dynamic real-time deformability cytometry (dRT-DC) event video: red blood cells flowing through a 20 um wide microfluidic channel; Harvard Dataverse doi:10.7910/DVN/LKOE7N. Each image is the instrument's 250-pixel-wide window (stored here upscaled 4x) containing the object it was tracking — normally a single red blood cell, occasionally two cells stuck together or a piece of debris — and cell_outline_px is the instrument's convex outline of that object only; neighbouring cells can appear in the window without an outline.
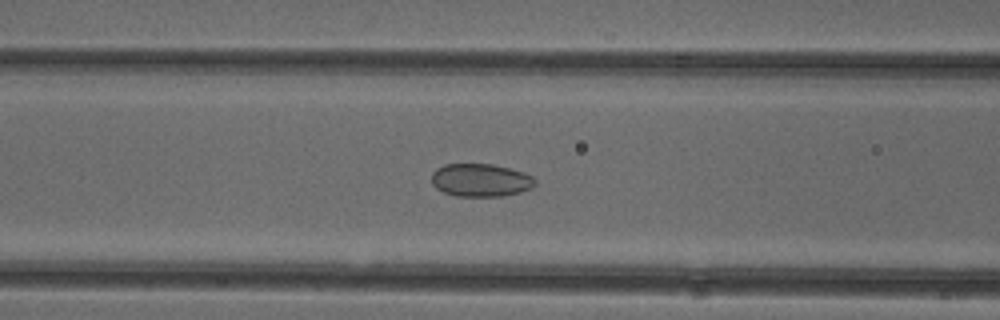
{"species": "common noctule bat (a hibernating species)", "species_latin": "Nyctalus noctula", "temperature_condition": "cold", "stored_images_in_passage": 48, "camera_frame_rate_fps": 3000, "um_per_image_px": 0.085, "animal": {"sex": "female"}, "frame": {"image": 1, "passage_image": 17, "time_ms": 5.333, "image_size_px": [1000, 320], "cell_outline_px": [[536, 184], [532, 188], [520, 192], [500, 196], [456, 196], [444, 192], [436, 188], [432, 184], [432, 172], [436, 168], [444, 164], [492, 164], [524, 172], [532, 176], [536, 180]], "centroid_in_image_um": [40.85, 15.31], "position_along_channel_um": 125.8, "area_um2": 19.94}}
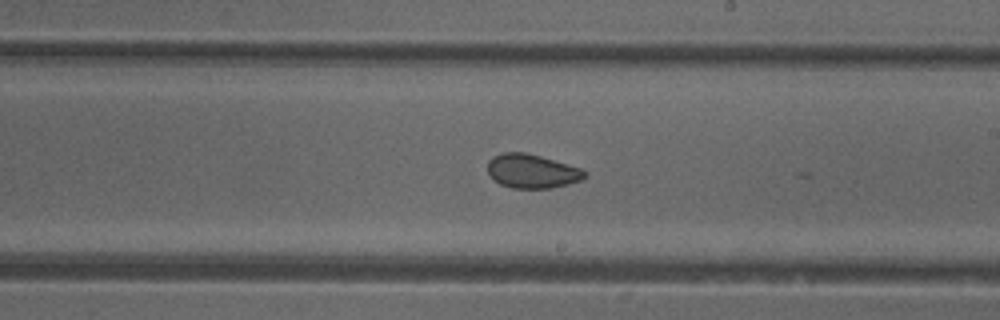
{"frame": {"image": 2, "passage_image": 26, "time_ms": 8.333, "image_size_px": [1000, 320], "cell_outline_px": [[588, 176], [580, 180], [568, 184], [552, 188], [512, 188], [500, 184], [488, 172], [488, 160], [492, 156], [504, 152], [524, 152], [540, 156], [580, 168], [588, 172]], "centroid_in_image_um": [45.23, 14.55], "position_along_channel_um": 243.8, "area_um2": 19.13}}
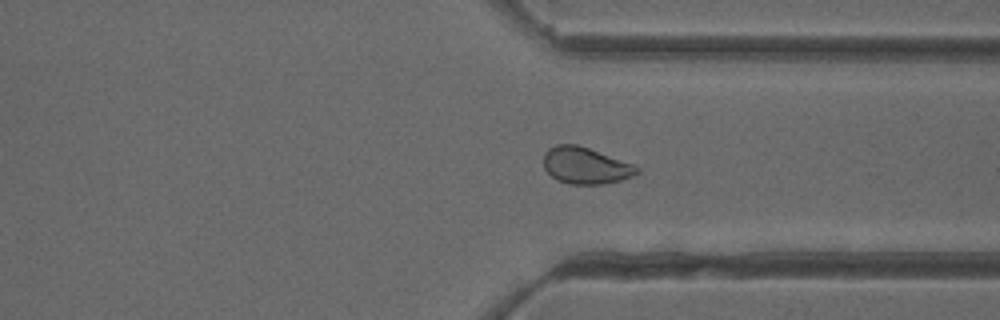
{"frame": {"image": 3, "passage_image": 35, "time_ms": 11.333, "image_size_px": [1000, 320], "cell_outline_px": [[640, 172], [632, 176], [620, 180], [604, 184], [568, 184], [556, 180], [544, 168], [544, 156], [548, 148], [556, 144], [576, 144], [588, 148], [632, 164], [640, 168]], "centroid_in_image_um": [49.75, 14.08], "position_along_channel_um": 361.6, "area_um2": 19.77}, "authors_computed_cell_mechanics": {"area_um2": 20.7502, "velocity_mm_per_s": 3.9384, "shape_relaxation_time_tau1_ms": null, "shape_relaxation_time_tau2_ms": 1.8481, "deformation_change_tau1": null, "deformation_change_tau2": 0.053}}